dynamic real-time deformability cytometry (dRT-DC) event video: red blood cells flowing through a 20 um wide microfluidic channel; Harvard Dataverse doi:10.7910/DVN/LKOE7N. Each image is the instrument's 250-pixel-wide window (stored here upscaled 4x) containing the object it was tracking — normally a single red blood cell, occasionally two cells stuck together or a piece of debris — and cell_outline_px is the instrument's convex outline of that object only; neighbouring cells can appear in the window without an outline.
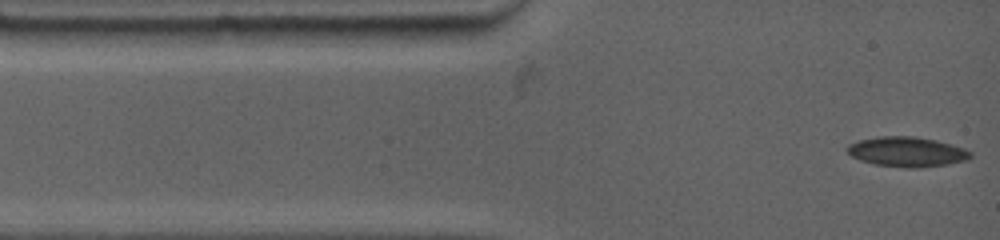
{"species": "common noctule bat (a hibernating species)", "species_latin": "Nyctalus noctula", "temperature_condition": "warm", "stored_images_in_passage": 8, "camera_frame_rate_fps": 4500, "um_per_image_px": 0.085, "animal": {"sex": "female", "body_mass_g": 19.0, "forearm_length_mm": 53.3}, "frame": {"image": 1, "passage_image": 1, "time_ms": 0.0, "image_size_px": [1000, 240], "cell_outline_px": [[972, 156], [968, 160], [948, 164], [916, 168], [912, 168], [876, 164], [860, 160], [852, 156], [844, 148], [848, 144], [860, 140], [880, 136], [916, 136], [936, 140], [964, 148], [972, 152]], "centroid_in_image_um": [77.1, 12.89], "position_along_channel_um": 7.9, "area_um2": 21.44}}
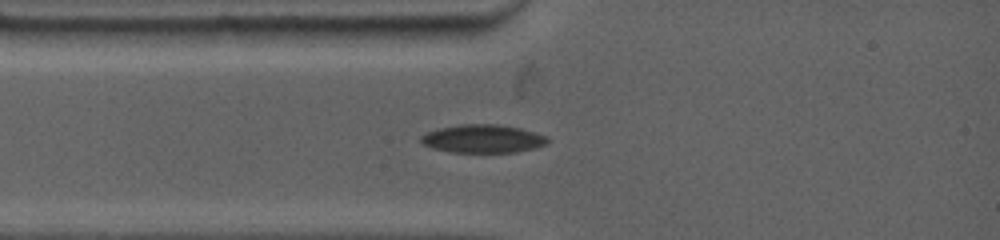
{"frame": {"image": 2, "passage_image": 6, "time_ms": 2.0, "image_size_px": [1000, 240], "cell_outline_px": [[548, 144], [516, 152], [448, 152], [432, 148], [424, 144], [420, 140], [420, 136], [428, 132], [440, 128], [460, 124], [500, 124], [520, 128], [548, 136]], "centroid_in_image_um": [41.05, 11.79], "position_along_channel_um": 44.0, "area_um2": 20.81}}
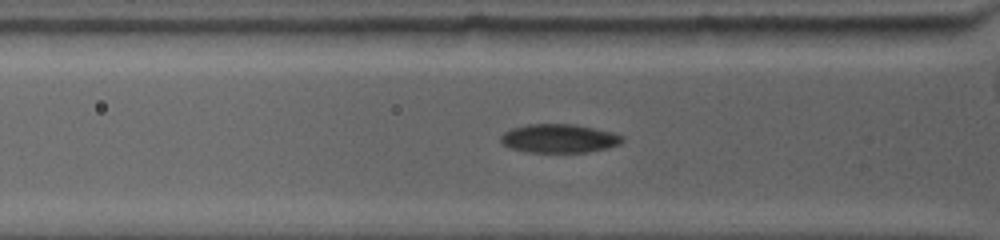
{"frame": {"image": 3, "passage_image": 8, "time_ms": 2.889, "image_size_px": [1000, 240], "cell_outline_px": [[624, 140], [620, 144], [608, 148], [588, 152], [528, 152], [512, 148], [504, 144], [500, 140], [500, 136], [504, 132], [512, 128], [528, 124], [576, 124], [612, 132], [624, 136]], "centroid_in_image_um": [47.56, 11.76], "position_along_channel_um": 78.2, "area_um2": 20.35}}